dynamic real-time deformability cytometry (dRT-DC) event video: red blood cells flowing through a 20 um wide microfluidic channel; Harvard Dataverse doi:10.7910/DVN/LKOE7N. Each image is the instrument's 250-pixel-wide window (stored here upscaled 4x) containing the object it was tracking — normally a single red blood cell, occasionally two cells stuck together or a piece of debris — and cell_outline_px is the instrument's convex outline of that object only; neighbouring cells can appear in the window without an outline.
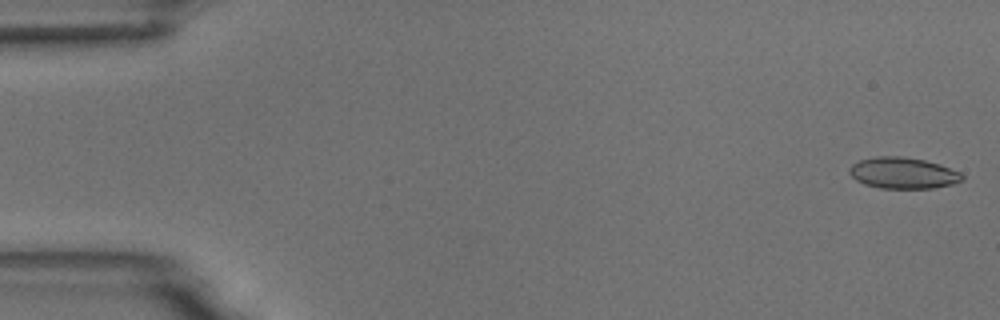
{"species": "common noctule bat (a hibernating species)", "species_latin": "Nyctalus noctula", "temperature_condition": "room temperature", "stored_images_in_passage": 4, "camera_frame_rate_fps": 3000, "um_per_image_px": 0.085, "animal": {"sex": "male", "body_mass_g": 18.8}, "frame": {"image": 1, "passage_image": 1, "time_ms": 0.0, "image_size_px": [1000, 320], "cell_outline_px": [[964, 180], [952, 184], [932, 188], [880, 188], [864, 184], [856, 180], [848, 172], [848, 168], [852, 164], [860, 160], [876, 156], [900, 156], [924, 160], [940, 164], [960, 172], [964, 176]], "centroid_in_image_um": [76.75, 14.7], "position_along_channel_um": 8.2, "area_um2": 20.58}}
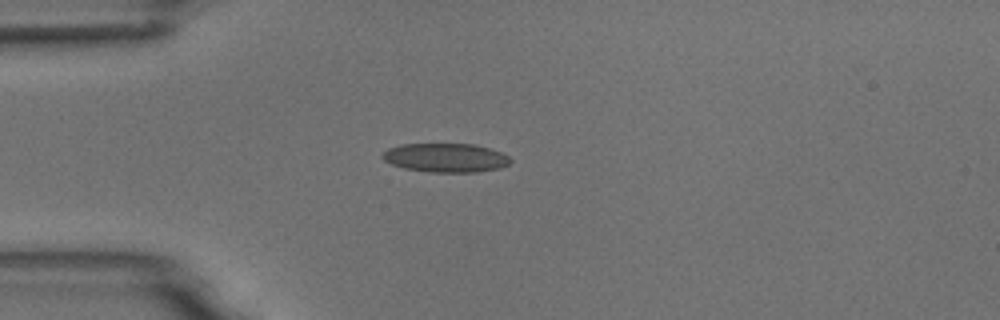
{"frame": {"image": 2, "passage_image": 4, "time_ms": 4.333, "image_size_px": [1000, 320], "cell_outline_px": [[512, 160], [508, 164], [500, 168], [480, 172], [428, 172], [404, 168], [392, 164], [384, 160], [380, 156], [388, 148], [400, 144], [476, 144], [500, 152], [508, 156]], "centroid_in_image_um": [37.87, 13.41], "position_along_channel_um": 47.1, "area_um2": 21.62}}